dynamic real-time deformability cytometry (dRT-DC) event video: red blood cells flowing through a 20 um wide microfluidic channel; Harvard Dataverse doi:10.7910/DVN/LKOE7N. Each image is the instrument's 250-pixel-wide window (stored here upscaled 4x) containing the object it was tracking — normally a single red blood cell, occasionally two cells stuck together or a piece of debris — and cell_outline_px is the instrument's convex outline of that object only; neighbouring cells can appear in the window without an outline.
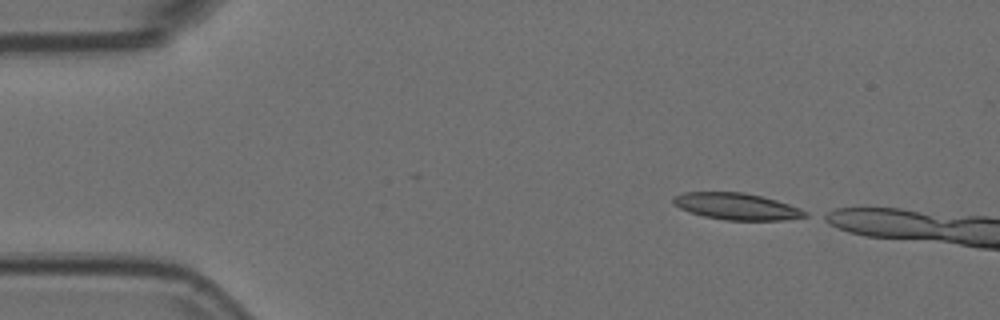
{"species": "Egyptian fruit bat (a non-hibernating species)", "species_latin": "Rousettus aegyptiacus", "temperature_condition": "room temperature", "stored_images_in_passage": 2, "camera_frame_rate_fps": 3000, "um_per_image_px": 0.085, "animal": {"sex": "female"}, "frame": {"image": 1, "passage_image": 1, "time_ms": 0.0, "image_size_px": [1000, 320], "cell_outline_px": [[808, 216], [784, 220], [724, 220], [704, 216], [688, 212], [672, 204], [672, 200], [676, 196], [684, 192], [744, 192], [776, 200], [800, 208], [808, 212]], "centroid_in_image_um": [62.61, 17.55], "position_along_channel_um": 22.4, "area_um2": 20.46}}